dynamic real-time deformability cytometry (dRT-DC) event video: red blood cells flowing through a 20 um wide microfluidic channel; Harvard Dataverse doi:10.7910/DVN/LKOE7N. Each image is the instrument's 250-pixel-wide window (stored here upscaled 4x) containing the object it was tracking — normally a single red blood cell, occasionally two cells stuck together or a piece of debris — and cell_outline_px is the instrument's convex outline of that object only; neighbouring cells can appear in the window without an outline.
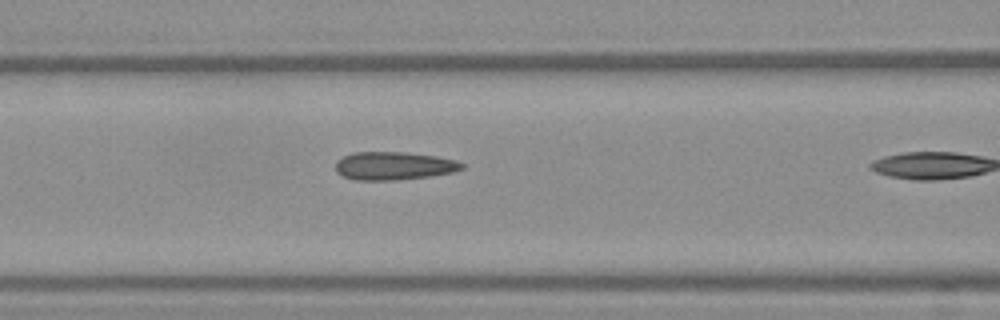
{"species": "Egyptian fruit bat (a non-hibernating species)", "species_latin": "Rousettus aegyptiacus", "temperature_condition": "warm", "stored_images_in_passage": 6, "camera_frame_rate_fps": 3000, "um_per_image_px": 0.085, "frame": {"image": 1, "passage_image": 5, "time_ms": 1.333, "image_size_px": [1000, 320], "cell_outline_px": [[464, 168], [452, 172], [428, 176], [396, 180], [356, 180], [344, 176], [336, 172], [336, 160], [352, 152], [404, 152], [436, 156], [456, 160], [464, 164]], "centroid_in_image_um": [33.46, 14.09], "position_along_channel_um": 133.1, "area_um2": 20.63}}